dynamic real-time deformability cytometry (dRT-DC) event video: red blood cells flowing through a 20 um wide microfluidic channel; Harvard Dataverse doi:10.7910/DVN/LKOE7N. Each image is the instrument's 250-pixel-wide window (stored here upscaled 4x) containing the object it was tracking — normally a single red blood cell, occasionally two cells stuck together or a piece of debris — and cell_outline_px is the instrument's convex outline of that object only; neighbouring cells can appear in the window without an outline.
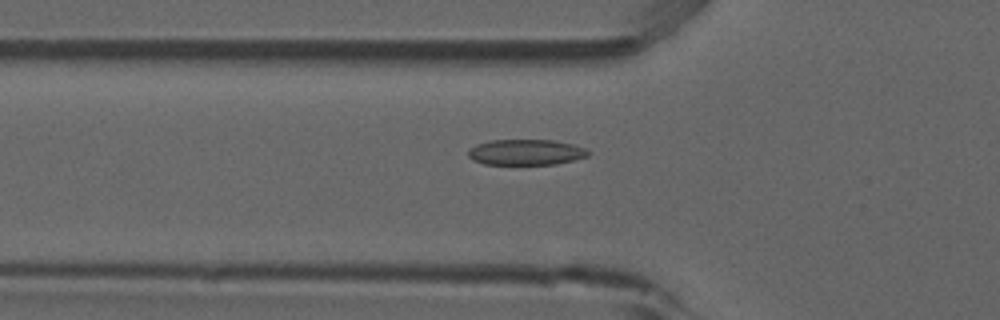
{"species": "common noctule bat (a hibernating species)", "species_latin": "Nyctalus noctula", "temperature_condition": "room temperature", "stored_images_in_passage": 53, "camera_frame_rate_fps": 3000, "um_per_image_px": 0.085, "animal": {"sex": "male", "forearm_length_mm": 52.5}, "frame": {"image": 1, "passage_image": 18, "time_ms": 5.667, "image_size_px": [1000, 320], "cell_outline_px": [[588, 156], [556, 164], [484, 164], [472, 160], [468, 156], [468, 148], [476, 144], [492, 140], [552, 140], [572, 144], [584, 148], [588, 152]], "centroid_in_image_um": [44.64, 12.94], "position_along_channel_um": 81.2, "area_um2": 17.86}}
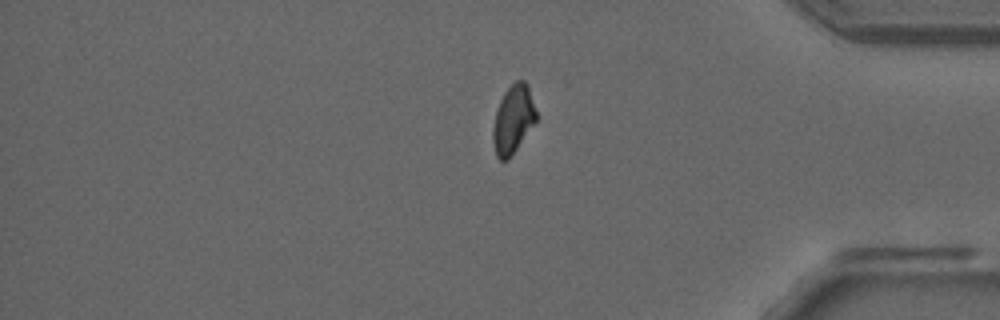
{"frame": {"image": 2, "passage_image": 44, "time_ms": 14.333, "image_size_px": [1000, 320], "cell_outline_px": [[536, 120], [508, 160], [500, 160], [496, 156], [492, 140], [492, 128], [496, 112], [500, 100], [504, 92], [516, 80], [524, 80], [528, 84], [536, 112]], "centroid_in_image_um": [43.59, 10.14], "position_along_channel_um": 391.6, "area_um2": 16.99}}
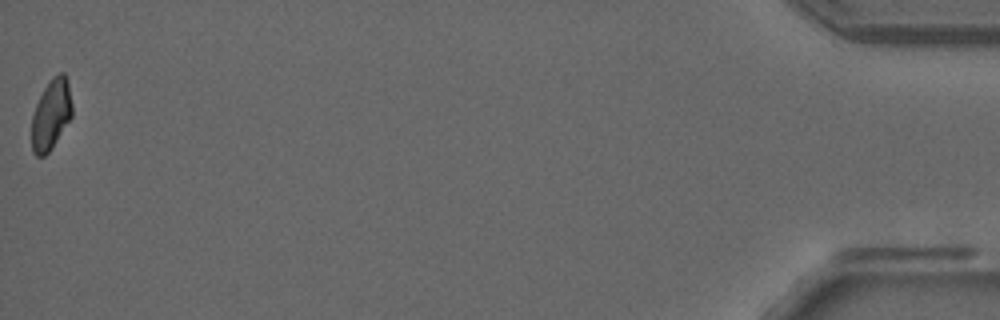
{"frame": {"image": 3, "passage_image": 53, "time_ms": 17.333, "image_size_px": [1000, 320], "cell_outline_px": [[72, 116], [52, 148], [44, 156], [36, 156], [32, 152], [32, 116], [36, 104], [44, 88], [52, 76], [60, 72], [64, 72], [68, 84], [72, 104]], "centroid_in_image_um": [4.34, 9.73], "position_along_channel_um": 430.9, "area_um2": 16.53}, "authors_computed_cell_mechanics": {"area_um2": 17.8024, "velocity_mm_per_s": 3.8523, "shape_relaxation_time_tau1_ms": 6.152, "shape_relaxation_time_tau2_ms": 1.5965, "deformation_change_tau1": 0.1654, "deformation_change_tau2": 0.069}}